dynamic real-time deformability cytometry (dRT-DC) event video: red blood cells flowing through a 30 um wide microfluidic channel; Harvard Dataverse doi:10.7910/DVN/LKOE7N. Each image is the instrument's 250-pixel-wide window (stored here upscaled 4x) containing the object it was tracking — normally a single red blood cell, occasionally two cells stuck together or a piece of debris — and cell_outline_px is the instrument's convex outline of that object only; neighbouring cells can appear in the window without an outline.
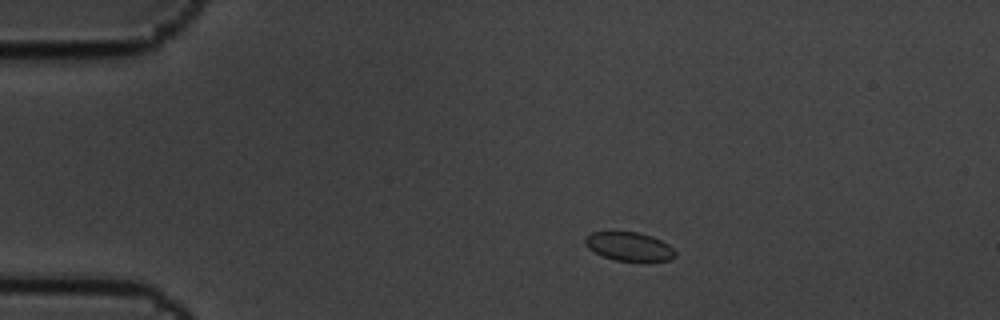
{"species": "common noctule bat (a hibernating species)", "species_latin": "Nyctalus noctula", "temperature_condition": "cold", "stored_images_in_passage": 5, "camera_frame_rate_fps": 3000, "um_per_image_px": 0.085, "animal": {"sex": "male", "body_mass_g": 19.5, "forearm_length_mm": 54.6}, "frame": {"image": 1, "passage_image": 2, "time_ms": 0.333, "image_size_px": [1000, 320], "cell_outline_px": [[676, 256], [668, 260], [644, 264], [616, 260], [604, 256], [588, 248], [584, 244], [584, 236], [592, 232], [640, 232], [652, 236], [668, 244], [676, 252]], "centroid_in_image_um": [53.51, 20.99], "position_along_channel_um": 31.5, "area_um2": 15.61}}
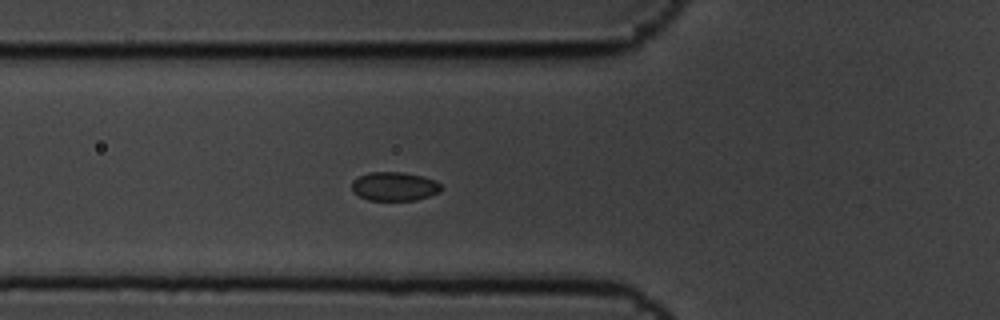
{"frame": {"image": 2, "passage_image": 5, "time_ms": 1.333, "image_size_px": [1000, 320], "cell_outline_px": [[444, 188], [440, 192], [416, 200], [368, 200], [352, 192], [352, 180], [368, 172], [404, 172], [424, 176], [436, 180]], "centroid_in_image_um": [33.55, 15.83], "position_along_channel_um": 92.3, "area_um2": 15.2}}